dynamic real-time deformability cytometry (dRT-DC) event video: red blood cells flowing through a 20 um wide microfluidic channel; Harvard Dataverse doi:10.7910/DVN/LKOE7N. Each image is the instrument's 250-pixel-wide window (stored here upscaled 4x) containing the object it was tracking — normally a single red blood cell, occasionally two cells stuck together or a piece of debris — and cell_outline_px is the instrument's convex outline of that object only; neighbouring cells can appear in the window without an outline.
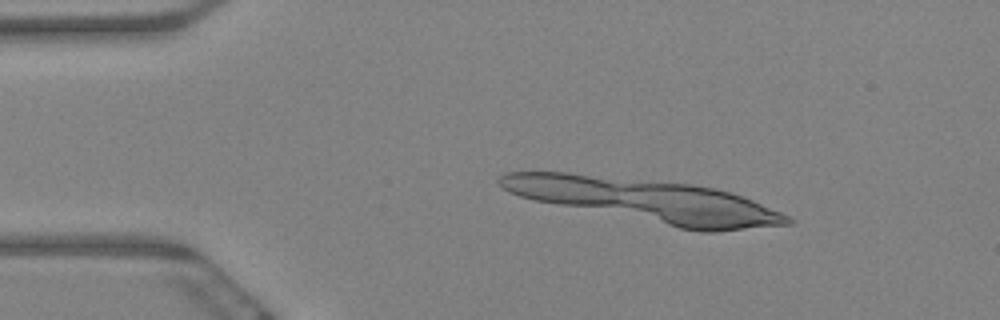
{"species": "Egyptian fruit bat (a non-hibernating species)", "species_latin": "Rousettus aegyptiacus", "temperature_condition": "warm", "stored_images_in_passage": 13, "camera_frame_rate_fps": 3000, "um_per_image_px": 0.085, "animal": {"sex": "female"}, "frame": {"image": 1, "passage_image": 1, "time_ms": 0.0, "image_size_px": [1000, 320], "cell_outline_px": [[772, 212], [768, 220], [760, 224], [736, 228], [688, 228], [676, 224], [668, 220], [664, 216], [660, 188], [704, 188], [724, 192], [748, 200]], "centroid_in_image_um": [60.37, 17.77], "position_along_channel_um": 24.6, "area_um2": 24.97}}